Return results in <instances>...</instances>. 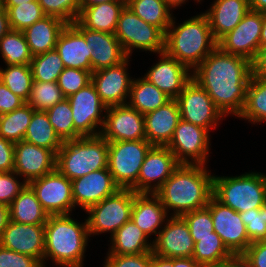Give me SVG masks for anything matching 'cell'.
Wrapping results in <instances>:
<instances>
[{
	"instance_id": "obj_31",
	"label": "cell",
	"mask_w": 266,
	"mask_h": 267,
	"mask_svg": "<svg viewBox=\"0 0 266 267\" xmlns=\"http://www.w3.org/2000/svg\"><path fill=\"white\" fill-rule=\"evenodd\" d=\"M149 238L132 220L126 222L111 236L108 254L136 255L152 252Z\"/></svg>"
},
{
	"instance_id": "obj_65",
	"label": "cell",
	"mask_w": 266,
	"mask_h": 267,
	"mask_svg": "<svg viewBox=\"0 0 266 267\" xmlns=\"http://www.w3.org/2000/svg\"><path fill=\"white\" fill-rule=\"evenodd\" d=\"M164 1L172 9V8L182 6V4H184L186 0H164ZM194 1L200 2L201 0H194Z\"/></svg>"
},
{
	"instance_id": "obj_30",
	"label": "cell",
	"mask_w": 266,
	"mask_h": 267,
	"mask_svg": "<svg viewBox=\"0 0 266 267\" xmlns=\"http://www.w3.org/2000/svg\"><path fill=\"white\" fill-rule=\"evenodd\" d=\"M68 23L55 16H45L26 28L25 35L28 47L33 56L54 50L62 30Z\"/></svg>"
},
{
	"instance_id": "obj_60",
	"label": "cell",
	"mask_w": 266,
	"mask_h": 267,
	"mask_svg": "<svg viewBox=\"0 0 266 267\" xmlns=\"http://www.w3.org/2000/svg\"><path fill=\"white\" fill-rule=\"evenodd\" d=\"M174 267H200V265L192 258H174Z\"/></svg>"
},
{
	"instance_id": "obj_4",
	"label": "cell",
	"mask_w": 266,
	"mask_h": 267,
	"mask_svg": "<svg viewBox=\"0 0 266 267\" xmlns=\"http://www.w3.org/2000/svg\"><path fill=\"white\" fill-rule=\"evenodd\" d=\"M174 19L165 32L164 52L193 71L217 47V41L205 13L176 26Z\"/></svg>"
},
{
	"instance_id": "obj_29",
	"label": "cell",
	"mask_w": 266,
	"mask_h": 267,
	"mask_svg": "<svg viewBox=\"0 0 266 267\" xmlns=\"http://www.w3.org/2000/svg\"><path fill=\"white\" fill-rule=\"evenodd\" d=\"M126 0L108 1L89 7H80L77 21L84 27L95 31L114 34Z\"/></svg>"
},
{
	"instance_id": "obj_3",
	"label": "cell",
	"mask_w": 266,
	"mask_h": 267,
	"mask_svg": "<svg viewBox=\"0 0 266 267\" xmlns=\"http://www.w3.org/2000/svg\"><path fill=\"white\" fill-rule=\"evenodd\" d=\"M70 215H49L45 223L43 267L46 259L60 267H83L90 237L87 219L80 224Z\"/></svg>"
},
{
	"instance_id": "obj_11",
	"label": "cell",
	"mask_w": 266,
	"mask_h": 267,
	"mask_svg": "<svg viewBox=\"0 0 266 267\" xmlns=\"http://www.w3.org/2000/svg\"><path fill=\"white\" fill-rule=\"evenodd\" d=\"M181 119L194 125L216 129L219 120L225 117L215 106L208 93L196 81L191 79L175 99ZM223 117V118H222Z\"/></svg>"
},
{
	"instance_id": "obj_13",
	"label": "cell",
	"mask_w": 266,
	"mask_h": 267,
	"mask_svg": "<svg viewBox=\"0 0 266 267\" xmlns=\"http://www.w3.org/2000/svg\"><path fill=\"white\" fill-rule=\"evenodd\" d=\"M209 133L205 128L181 119L167 147L180 164L206 165L210 151Z\"/></svg>"
},
{
	"instance_id": "obj_1",
	"label": "cell",
	"mask_w": 266,
	"mask_h": 267,
	"mask_svg": "<svg viewBox=\"0 0 266 267\" xmlns=\"http://www.w3.org/2000/svg\"><path fill=\"white\" fill-rule=\"evenodd\" d=\"M191 73L224 116L239 117L252 76L251 61L217 46Z\"/></svg>"
},
{
	"instance_id": "obj_26",
	"label": "cell",
	"mask_w": 266,
	"mask_h": 267,
	"mask_svg": "<svg viewBox=\"0 0 266 267\" xmlns=\"http://www.w3.org/2000/svg\"><path fill=\"white\" fill-rule=\"evenodd\" d=\"M55 50L59 53L65 68L90 71L92 49L84 36L72 25L67 24L59 35Z\"/></svg>"
},
{
	"instance_id": "obj_45",
	"label": "cell",
	"mask_w": 266,
	"mask_h": 267,
	"mask_svg": "<svg viewBox=\"0 0 266 267\" xmlns=\"http://www.w3.org/2000/svg\"><path fill=\"white\" fill-rule=\"evenodd\" d=\"M46 16H55L68 24L78 19L80 14L79 0H38Z\"/></svg>"
},
{
	"instance_id": "obj_58",
	"label": "cell",
	"mask_w": 266,
	"mask_h": 267,
	"mask_svg": "<svg viewBox=\"0 0 266 267\" xmlns=\"http://www.w3.org/2000/svg\"><path fill=\"white\" fill-rule=\"evenodd\" d=\"M151 267H174V258H163L152 253Z\"/></svg>"
},
{
	"instance_id": "obj_2",
	"label": "cell",
	"mask_w": 266,
	"mask_h": 267,
	"mask_svg": "<svg viewBox=\"0 0 266 267\" xmlns=\"http://www.w3.org/2000/svg\"><path fill=\"white\" fill-rule=\"evenodd\" d=\"M205 165L180 164L155 192L167 213L182 216L207 207L213 193V176Z\"/></svg>"
},
{
	"instance_id": "obj_54",
	"label": "cell",
	"mask_w": 266,
	"mask_h": 267,
	"mask_svg": "<svg viewBox=\"0 0 266 267\" xmlns=\"http://www.w3.org/2000/svg\"><path fill=\"white\" fill-rule=\"evenodd\" d=\"M243 254L253 267H266V240L251 243Z\"/></svg>"
},
{
	"instance_id": "obj_7",
	"label": "cell",
	"mask_w": 266,
	"mask_h": 267,
	"mask_svg": "<svg viewBox=\"0 0 266 267\" xmlns=\"http://www.w3.org/2000/svg\"><path fill=\"white\" fill-rule=\"evenodd\" d=\"M131 189H119L115 194L90 206L86 213L88 233L99 235L110 232L112 236L121 226L131 220L134 196Z\"/></svg>"
},
{
	"instance_id": "obj_62",
	"label": "cell",
	"mask_w": 266,
	"mask_h": 267,
	"mask_svg": "<svg viewBox=\"0 0 266 267\" xmlns=\"http://www.w3.org/2000/svg\"><path fill=\"white\" fill-rule=\"evenodd\" d=\"M266 46V13H263V26L260 36V47Z\"/></svg>"
},
{
	"instance_id": "obj_56",
	"label": "cell",
	"mask_w": 266,
	"mask_h": 267,
	"mask_svg": "<svg viewBox=\"0 0 266 267\" xmlns=\"http://www.w3.org/2000/svg\"><path fill=\"white\" fill-rule=\"evenodd\" d=\"M225 267H253L248 258L243 254H232L224 263Z\"/></svg>"
},
{
	"instance_id": "obj_37",
	"label": "cell",
	"mask_w": 266,
	"mask_h": 267,
	"mask_svg": "<svg viewBox=\"0 0 266 267\" xmlns=\"http://www.w3.org/2000/svg\"><path fill=\"white\" fill-rule=\"evenodd\" d=\"M238 118L253 124L266 122V77L251 76L245 106Z\"/></svg>"
},
{
	"instance_id": "obj_19",
	"label": "cell",
	"mask_w": 266,
	"mask_h": 267,
	"mask_svg": "<svg viewBox=\"0 0 266 267\" xmlns=\"http://www.w3.org/2000/svg\"><path fill=\"white\" fill-rule=\"evenodd\" d=\"M130 57L118 65L92 72L91 82L106 107L124 105L129 100L133 79L127 73Z\"/></svg>"
},
{
	"instance_id": "obj_8",
	"label": "cell",
	"mask_w": 266,
	"mask_h": 267,
	"mask_svg": "<svg viewBox=\"0 0 266 267\" xmlns=\"http://www.w3.org/2000/svg\"><path fill=\"white\" fill-rule=\"evenodd\" d=\"M153 145L146 139L108 142V170L121 189H130L139 177L147 152Z\"/></svg>"
},
{
	"instance_id": "obj_50",
	"label": "cell",
	"mask_w": 266,
	"mask_h": 267,
	"mask_svg": "<svg viewBox=\"0 0 266 267\" xmlns=\"http://www.w3.org/2000/svg\"><path fill=\"white\" fill-rule=\"evenodd\" d=\"M103 267H151L152 252L136 255L107 254Z\"/></svg>"
},
{
	"instance_id": "obj_64",
	"label": "cell",
	"mask_w": 266,
	"mask_h": 267,
	"mask_svg": "<svg viewBox=\"0 0 266 267\" xmlns=\"http://www.w3.org/2000/svg\"><path fill=\"white\" fill-rule=\"evenodd\" d=\"M34 0H3V7H12L16 5H21L25 2H30Z\"/></svg>"
},
{
	"instance_id": "obj_27",
	"label": "cell",
	"mask_w": 266,
	"mask_h": 267,
	"mask_svg": "<svg viewBox=\"0 0 266 267\" xmlns=\"http://www.w3.org/2000/svg\"><path fill=\"white\" fill-rule=\"evenodd\" d=\"M250 10L249 0H215L205 11L213 38L218 41L232 31Z\"/></svg>"
},
{
	"instance_id": "obj_61",
	"label": "cell",
	"mask_w": 266,
	"mask_h": 267,
	"mask_svg": "<svg viewBox=\"0 0 266 267\" xmlns=\"http://www.w3.org/2000/svg\"><path fill=\"white\" fill-rule=\"evenodd\" d=\"M250 9L260 13H266V0H249Z\"/></svg>"
},
{
	"instance_id": "obj_35",
	"label": "cell",
	"mask_w": 266,
	"mask_h": 267,
	"mask_svg": "<svg viewBox=\"0 0 266 267\" xmlns=\"http://www.w3.org/2000/svg\"><path fill=\"white\" fill-rule=\"evenodd\" d=\"M126 6L143 21L158 27L164 34L170 26L172 10L164 0H126Z\"/></svg>"
},
{
	"instance_id": "obj_51",
	"label": "cell",
	"mask_w": 266,
	"mask_h": 267,
	"mask_svg": "<svg viewBox=\"0 0 266 267\" xmlns=\"http://www.w3.org/2000/svg\"><path fill=\"white\" fill-rule=\"evenodd\" d=\"M0 267H43V264L37 258L0 245Z\"/></svg>"
},
{
	"instance_id": "obj_5",
	"label": "cell",
	"mask_w": 266,
	"mask_h": 267,
	"mask_svg": "<svg viewBox=\"0 0 266 267\" xmlns=\"http://www.w3.org/2000/svg\"><path fill=\"white\" fill-rule=\"evenodd\" d=\"M108 167V141L100 134L64 141L56 168L71 181Z\"/></svg>"
},
{
	"instance_id": "obj_17",
	"label": "cell",
	"mask_w": 266,
	"mask_h": 267,
	"mask_svg": "<svg viewBox=\"0 0 266 267\" xmlns=\"http://www.w3.org/2000/svg\"><path fill=\"white\" fill-rule=\"evenodd\" d=\"M101 135L108 142L146 139L144 115L128 104L106 108Z\"/></svg>"
},
{
	"instance_id": "obj_63",
	"label": "cell",
	"mask_w": 266,
	"mask_h": 267,
	"mask_svg": "<svg viewBox=\"0 0 266 267\" xmlns=\"http://www.w3.org/2000/svg\"><path fill=\"white\" fill-rule=\"evenodd\" d=\"M108 1H114V0H79L80 7H89L91 5H96Z\"/></svg>"
},
{
	"instance_id": "obj_28",
	"label": "cell",
	"mask_w": 266,
	"mask_h": 267,
	"mask_svg": "<svg viewBox=\"0 0 266 267\" xmlns=\"http://www.w3.org/2000/svg\"><path fill=\"white\" fill-rule=\"evenodd\" d=\"M168 215L160 198L155 193L135 194L131 220L148 237L153 233L155 236L159 234V231L163 228V223L169 218Z\"/></svg>"
},
{
	"instance_id": "obj_9",
	"label": "cell",
	"mask_w": 266,
	"mask_h": 267,
	"mask_svg": "<svg viewBox=\"0 0 266 267\" xmlns=\"http://www.w3.org/2000/svg\"><path fill=\"white\" fill-rule=\"evenodd\" d=\"M114 35L127 57L135 48L156 54L164 52L165 34L158 27L143 21L127 6L120 14Z\"/></svg>"
},
{
	"instance_id": "obj_38",
	"label": "cell",
	"mask_w": 266,
	"mask_h": 267,
	"mask_svg": "<svg viewBox=\"0 0 266 267\" xmlns=\"http://www.w3.org/2000/svg\"><path fill=\"white\" fill-rule=\"evenodd\" d=\"M0 54L7 66L29 65L33 59L23 31L13 29L0 40Z\"/></svg>"
},
{
	"instance_id": "obj_39",
	"label": "cell",
	"mask_w": 266,
	"mask_h": 267,
	"mask_svg": "<svg viewBox=\"0 0 266 267\" xmlns=\"http://www.w3.org/2000/svg\"><path fill=\"white\" fill-rule=\"evenodd\" d=\"M34 111L25 103L10 113L0 115V136L13 143L23 141Z\"/></svg>"
},
{
	"instance_id": "obj_52",
	"label": "cell",
	"mask_w": 266,
	"mask_h": 267,
	"mask_svg": "<svg viewBox=\"0 0 266 267\" xmlns=\"http://www.w3.org/2000/svg\"><path fill=\"white\" fill-rule=\"evenodd\" d=\"M26 102L13 94L4 83L0 81V115L10 113Z\"/></svg>"
},
{
	"instance_id": "obj_36",
	"label": "cell",
	"mask_w": 266,
	"mask_h": 267,
	"mask_svg": "<svg viewBox=\"0 0 266 267\" xmlns=\"http://www.w3.org/2000/svg\"><path fill=\"white\" fill-rule=\"evenodd\" d=\"M195 245L192 258L200 265H221L232 255L215 232L205 237H192Z\"/></svg>"
},
{
	"instance_id": "obj_32",
	"label": "cell",
	"mask_w": 266,
	"mask_h": 267,
	"mask_svg": "<svg viewBox=\"0 0 266 267\" xmlns=\"http://www.w3.org/2000/svg\"><path fill=\"white\" fill-rule=\"evenodd\" d=\"M9 215L11 221L32 225L45 224L49 217L28 184L9 205Z\"/></svg>"
},
{
	"instance_id": "obj_18",
	"label": "cell",
	"mask_w": 266,
	"mask_h": 267,
	"mask_svg": "<svg viewBox=\"0 0 266 267\" xmlns=\"http://www.w3.org/2000/svg\"><path fill=\"white\" fill-rule=\"evenodd\" d=\"M152 242V253L163 258L193 256L195 242L182 216L171 215Z\"/></svg>"
},
{
	"instance_id": "obj_67",
	"label": "cell",
	"mask_w": 266,
	"mask_h": 267,
	"mask_svg": "<svg viewBox=\"0 0 266 267\" xmlns=\"http://www.w3.org/2000/svg\"><path fill=\"white\" fill-rule=\"evenodd\" d=\"M3 9V0H0V11Z\"/></svg>"
},
{
	"instance_id": "obj_43",
	"label": "cell",
	"mask_w": 266,
	"mask_h": 267,
	"mask_svg": "<svg viewBox=\"0 0 266 267\" xmlns=\"http://www.w3.org/2000/svg\"><path fill=\"white\" fill-rule=\"evenodd\" d=\"M3 8L7 11L10 28L18 31H24L46 16L38 0Z\"/></svg>"
},
{
	"instance_id": "obj_24",
	"label": "cell",
	"mask_w": 266,
	"mask_h": 267,
	"mask_svg": "<svg viewBox=\"0 0 266 267\" xmlns=\"http://www.w3.org/2000/svg\"><path fill=\"white\" fill-rule=\"evenodd\" d=\"M72 25L84 36L86 44L92 49V72L115 66L127 56L114 34L84 28L77 20Z\"/></svg>"
},
{
	"instance_id": "obj_49",
	"label": "cell",
	"mask_w": 266,
	"mask_h": 267,
	"mask_svg": "<svg viewBox=\"0 0 266 267\" xmlns=\"http://www.w3.org/2000/svg\"><path fill=\"white\" fill-rule=\"evenodd\" d=\"M19 175L14 172H0V203L9 206L14 198L27 184L24 180L19 182Z\"/></svg>"
},
{
	"instance_id": "obj_33",
	"label": "cell",
	"mask_w": 266,
	"mask_h": 267,
	"mask_svg": "<svg viewBox=\"0 0 266 267\" xmlns=\"http://www.w3.org/2000/svg\"><path fill=\"white\" fill-rule=\"evenodd\" d=\"M127 104L145 115L171 100L164 92L145 78L133 79Z\"/></svg>"
},
{
	"instance_id": "obj_16",
	"label": "cell",
	"mask_w": 266,
	"mask_h": 267,
	"mask_svg": "<svg viewBox=\"0 0 266 267\" xmlns=\"http://www.w3.org/2000/svg\"><path fill=\"white\" fill-rule=\"evenodd\" d=\"M179 165L167 146H152L145 156L137 182L130 189L136 193H155Z\"/></svg>"
},
{
	"instance_id": "obj_25",
	"label": "cell",
	"mask_w": 266,
	"mask_h": 267,
	"mask_svg": "<svg viewBox=\"0 0 266 267\" xmlns=\"http://www.w3.org/2000/svg\"><path fill=\"white\" fill-rule=\"evenodd\" d=\"M181 120L175 99L144 115L146 140L153 146H167Z\"/></svg>"
},
{
	"instance_id": "obj_66",
	"label": "cell",
	"mask_w": 266,
	"mask_h": 267,
	"mask_svg": "<svg viewBox=\"0 0 266 267\" xmlns=\"http://www.w3.org/2000/svg\"><path fill=\"white\" fill-rule=\"evenodd\" d=\"M200 267H225L224 264L221 265H205V266H200Z\"/></svg>"
},
{
	"instance_id": "obj_23",
	"label": "cell",
	"mask_w": 266,
	"mask_h": 267,
	"mask_svg": "<svg viewBox=\"0 0 266 267\" xmlns=\"http://www.w3.org/2000/svg\"><path fill=\"white\" fill-rule=\"evenodd\" d=\"M45 224L32 225L9 221L0 245L6 249L37 258L43 264Z\"/></svg>"
},
{
	"instance_id": "obj_12",
	"label": "cell",
	"mask_w": 266,
	"mask_h": 267,
	"mask_svg": "<svg viewBox=\"0 0 266 267\" xmlns=\"http://www.w3.org/2000/svg\"><path fill=\"white\" fill-rule=\"evenodd\" d=\"M48 215H67L75 209L72 181L57 168L27 183Z\"/></svg>"
},
{
	"instance_id": "obj_15",
	"label": "cell",
	"mask_w": 266,
	"mask_h": 267,
	"mask_svg": "<svg viewBox=\"0 0 266 267\" xmlns=\"http://www.w3.org/2000/svg\"><path fill=\"white\" fill-rule=\"evenodd\" d=\"M207 207L210 209L214 231L232 254L243 253L251 244L240 213L219 202L213 195Z\"/></svg>"
},
{
	"instance_id": "obj_21",
	"label": "cell",
	"mask_w": 266,
	"mask_h": 267,
	"mask_svg": "<svg viewBox=\"0 0 266 267\" xmlns=\"http://www.w3.org/2000/svg\"><path fill=\"white\" fill-rule=\"evenodd\" d=\"M159 58L143 78L154 84L169 98L176 99L192 79V73H189L192 71L165 52L159 53Z\"/></svg>"
},
{
	"instance_id": "obj_44",
	"label": "cell",
	"mask_w": 266,
	"mask_h": 267,
	"mask_svg": "<svg viewBox=\"0 0 266 267\" xmlns=\"http://www.w3.org/2000/svg\"><path fill=\"white\" fill-rule=\"evenodd\" d=\"M56 134L64 141L74 139V123L70 102L67 98L46 110Z\"/></svg>"
},
{
	"instance_id": "obj_40",
	"label": "cell",
	"mask_w": 266,
	"mask_h": 267,
	"mask_svg": "<svg viewBox=\"0 0 266 267\" xmlns=\"http://www.w3.org/2000/svg\"><path fill=\"white\" fill-rule=\"evenodd\" d=\"M0 81L15 95L25 102L28 100L33 76L30 65H11L4 69L0 68Z\"/></svg>"
},
{
	"instance_id": "obj_22",
	"label": "cell",
	"mask_w": 266,
	"mask_h": 267,
	"mask_svg": "<svg viewBox=\"0 0 266 267\" xmlns=\"http://www.w3.org/2000/svg\"><path fill=\"white\" fill-rule=\"evenodd\" d=\"M57 155L43 147L23 141L15 143L14 172L28 183L56 169Z\"/></svg>"
},
{
	"instance_id": "obj_48",
	"label": "cell",
	"mask_w": 266,
	"mask_h": 267,
	"mask_svg": "<svg viewBox=\"0 0 266 267\" xmlns=\"http://www.w3.org/2000/svg\"><path fill=\"white\" fill-rule=\"evenodd\" d=\"M182 217L188 224L192 237H205L214 231L211 212L208 207L187 212Z\"/></svg>"
},
{
	"instance_id": "obj_55",
	"label": "cell",
	"mask_w": 266,
	"mask_h": 267,
	"mask_svg": "<svg viewBox=\"0 0 266 267\" xmlns=\"http://www.w3.org/2000/svg\"><path fill=\"white\" fill-rule=\"evenodd\" d=\"M252 75L266 77V46L260 47L252 61Z\"/></svg>"
},
{
	"instance_id": "obj_47",
	"label": "cell",
	"mask_w": 266,
	"mask_h": 267,
	"mask_svg": "<svg viewBox=\"0 0 266 267\" xmlns=\"http://www.w3.org/2000/svg\"><path fill=\"white\" fill-rule=\"evenodd\" d=\"M91 72L76 68H65L60 74L57 83L67 98L78 92L91 82Z\"/></svg>"
},
{
	"instance_id": "obj_57",
	"label": "cell",
	"mask_w": 266,
	"mask_h": 267,
	"mask_svg": "<svg viewBox=\"0 0 266 267\" xmlns=\"http://www.w3.org/2000/svg\"><path fill=\"white\" fill-rule=\"evenodd\" d=\"M9 221V206L0 203V240Z\"/></svg>"
},
{
	"instance_id": "obj_20",
	"label": "cell",
	"mask_w": 266,
	"mask_h": 267,
	"mask_svg": "<svg viewBox=\"0 0 266 267\" xmlns=\"http://www.w3.org/2000/svg\"><path fill=\"white\" fill-rule=\"evenodd\" d=\"M121 189L114 181L108 168L93 171L72 180V197L75 207L87 210L106 197Z\"/></svg>"
},
{
	"instance_id": "obj_59",
	"label": "cell",
	"mask_w": 266,
	"mask_h": 267,
	"mask_svg": "<svg viewBox=\"0 0 266 267\" xmlns=\"http://www.w3.org/2000/svg\"><path fill=\"white\" fill-rule=\"evenodd\" d=\"M10 29L7 11L3 8L0 11V40Z\"/></svg>"
},
{
	"instance_id": "obj_41",
	"label": "cell",
	"mask_w": 266,
	"mask_h": 267,
	"mask_svg": "<svg viewBox=\"0 0 266 267\" xmlns=\"http://www.w3.org/2000/svg\"><path fill=\"white\" fill-rule=\"evenodd\" d=\"M30 68L34 81L57 82L65 66L59 53L54 49L33 56Z\"/></svg>"
},
{
	"instance_id": "obj_10",
	"label": "cell",
	"mask_w": 266,
	"mask_h": 267,
	"mask_svg": "<svg viewBox=\"0 0 266 267\" xmlns=\"http://www.w3.org/2000/svg\"><path fill=\"white\" fill-rule=\"evenodd\" d=\"M67 99L73 113L74 139L100 135L105 121L102 112L105 113L107 107L102 103L94 84L90 82Z\"/></svg>"
},
{
	"instance_id": "obj_42",
	"label": "cell",
	"mask_w": 266,
	"mask_h": 267,
	"mask_svg": "<svg viewBox=\"0 0 266 267\" xmlns=\"http://www.w3.org/2000/svg\"><path fill=\"white\" fill-rule=\"evenodd\" d=\"M65 98L57 82L33 81L26 103L34 110L46 111Z\"/></svg>"
},
{
	"instance_id": "obj_46",
	"label": "cell",
	"mask_w": 266,
	"mask_h": 267,
	"mask_svg": "<svg viewBox=\"0 0 266 267\" xmlns=\"http://www.w3.org/2000/svg\"><path fill=\"white\" fill-rule=\"evenodd\" d=\"M251 243L266 240V203L261 208L240 213Z\"/></svg>"
},
{
	"instance_id": "obj_14",
	"label": "cell",
	"mask_w": 266,
	"mask_h": 267,
	"mask_svg": "<svg viewBox=\"0 0 266 267\" xmlns=\"http://www.w3.org/2000/svg\"><path fill=\"white\" fill-rule=\"evenodd\" d=\"M263 13L250 10L241 22L217 41L224 52L253 61L260 48Z\"/></svg>"
},
{
	"instance_id": "obj_53",
	"label": "cell",
	"mask_w": 266,
	"mask_h": 267,
	"mask_svg": "<svg viewBox=\"0 0 266 267\" xmlns=\"http://www.w3.org/2000/svg\"><path fill=\"white\" fill-rule=\"evenodd\" d=\"M15 143L0 136V172L14 171Z\"/></svg>"
},
{
	"instance_id": "obj_6",
	"label": "cell",
	"mask_w": 266,
	"mask_h": 267,
	"mask_svg": "<svg viewBox=\"0 0 266 267\" xmlns=\"http://www.w3.org/2000/svg\"><path fill=\"white\" fill-rule=\"evenodd\" d=\"M212 195L238 213L261 208L266 203V174L247 172L240 176H213Z\"/></svg>"
},
{
	"instance_id": "obj_34",
	"label": "cell",
	"mask_w": 266,
	"mask_h": 267,
	"mask_svg": "<svg viewBox=\"0 0 266 267\" xmlns=\"http://www.w3.org/2000/svg\"><path fill=\"white\" fill-rule=\"evenodd\" d=\"M23 140L27 143L47 148L56 155L63 144V141L56 134L50 123L46 111L37 110L33 112Z\"/></svg>"
}]
</instances>
